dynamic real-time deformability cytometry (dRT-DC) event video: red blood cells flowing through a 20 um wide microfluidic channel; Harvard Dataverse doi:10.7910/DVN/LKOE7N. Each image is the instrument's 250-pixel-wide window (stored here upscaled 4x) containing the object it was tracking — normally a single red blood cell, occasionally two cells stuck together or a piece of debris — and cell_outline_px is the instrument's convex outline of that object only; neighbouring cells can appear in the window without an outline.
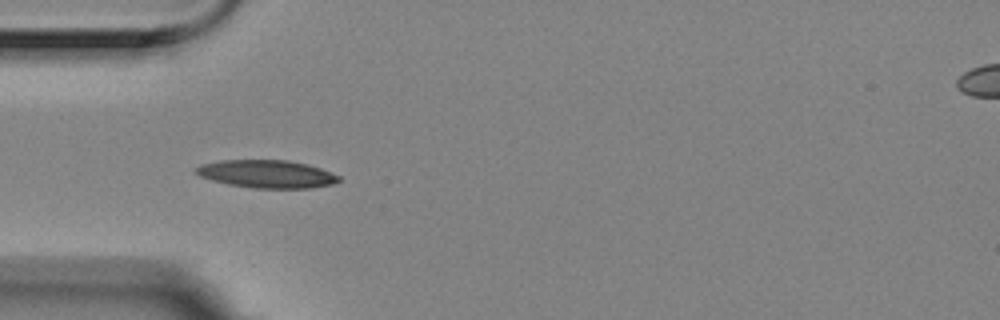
{"species": "Egyptian fruit bat (a non-hibernating species)", "species_latin": "Rousettus aegyptiacus", "temperature_condition": "room temperature", "stored_images_in_passage": 6, "camera_frame_rate_fps": 3000, "um_per_image_px": 0.085, "animal": {"sex": "female"}, "frame": {"image": 1, "passage_image": 1, "time_ms": 0.0, "image_size_px": [1000, 320], "cell_outline_px": [[340, 180], [332, 184], [308, 188], [252, 188], [228, 184], [212, 180], [200, 176], [196, 172], [196, 168], [200, 164], [220, 160], [288, 160], [308, 164], [320, 168], [340, 176]], "centroid_in_image_um": [22.67, 14.78], "position_along_channel_um": 62.3, "area_um2": 23.12}}
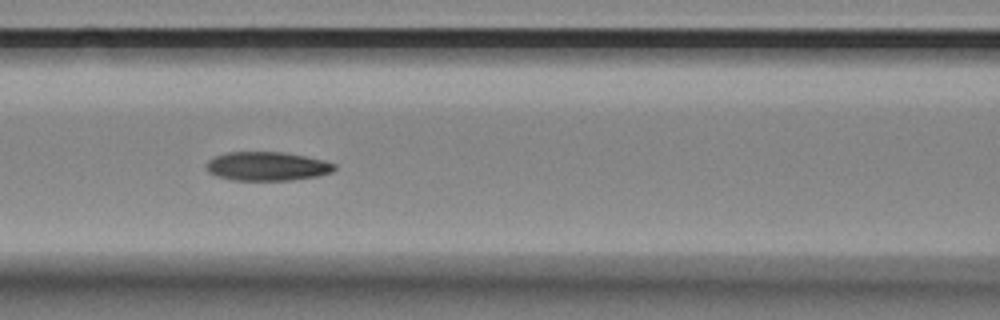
{"frame": {"image": 2, "passage_image": 3, "time_ms": 0.667, "image_size_px": [1000, 320], "cell_outline_px": [[336, 168], [332, 172], [316, 176], [292, 180], [232, 180], [216, 176], [208, 172], [204, 164], [212, 156], [228, 152], [284, 152], [324, 160], [336, 164]], "centroid_in_image_um": [22.66, 14.13], "position_along_channel_um": 143.9, "area_um2": 21.73}}
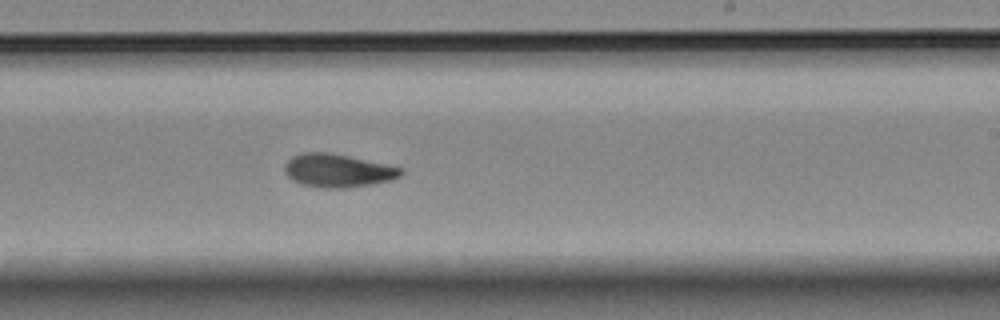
{"frame": {"image": 3, "passage_image": 6, "time_ms": 1.667, "image_size_px": [1000, 320], "cell_outline_px": [[404, 172], [400, 176], [388, 180], [368, 184], [340, 188], [324, 188], [304, 184], [292, 180], [284, 172], [284, 164], [292, 156], [304, 152], [328, 152], [348, 156], [404, 168]], "centroid_in_image_um": [28.68, 14.48], "position_along_channel_um": 260.3, "area_um2": 22.2}}